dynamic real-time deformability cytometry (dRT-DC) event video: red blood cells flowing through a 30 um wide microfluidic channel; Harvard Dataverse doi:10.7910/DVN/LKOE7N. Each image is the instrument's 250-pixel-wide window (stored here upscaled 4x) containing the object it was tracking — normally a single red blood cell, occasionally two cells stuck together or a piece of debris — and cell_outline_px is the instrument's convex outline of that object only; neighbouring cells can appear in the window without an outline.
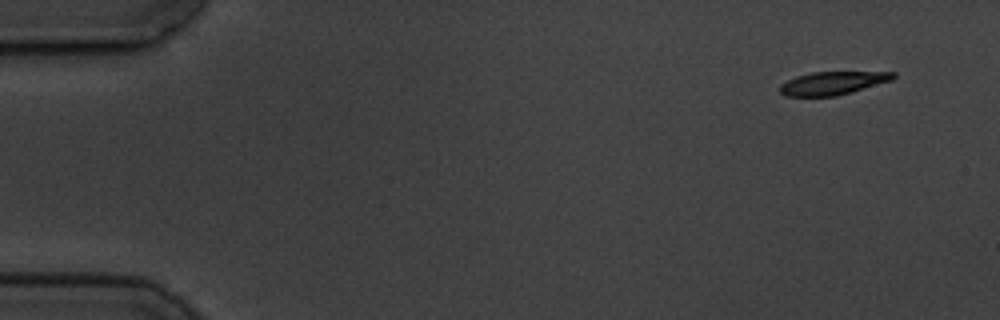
{"species": "common noctule bat (a hibernating species)", "species_latin": "Nyctalus noctula", "temperature_condition": "cold", "stored_images_in_passage": 4, "segment_of_instrument_passage": [2, 2], "camera_frame_rate_fps": 3000, "um_per_image_px": 0.085, "animal": {"sex": "male", "body_mass_g": 19.5, "forearm_length_mm": 54.6}, "frame": {"image": 1, "passage_image": 4, "time_ms": 15.333, "image_size_px": [1000, 320], "cell_outline_px": [[896, 76], [892, 80], [852, 92], [836, 96], [784, 96], [780, 92], [780, 84], [796, 76], [812, 72], [896, 72]], "centroid_in_image_um": [70.77, 7.06], "position_along_channel_um": 14.2, "area_um2": 15.26}}